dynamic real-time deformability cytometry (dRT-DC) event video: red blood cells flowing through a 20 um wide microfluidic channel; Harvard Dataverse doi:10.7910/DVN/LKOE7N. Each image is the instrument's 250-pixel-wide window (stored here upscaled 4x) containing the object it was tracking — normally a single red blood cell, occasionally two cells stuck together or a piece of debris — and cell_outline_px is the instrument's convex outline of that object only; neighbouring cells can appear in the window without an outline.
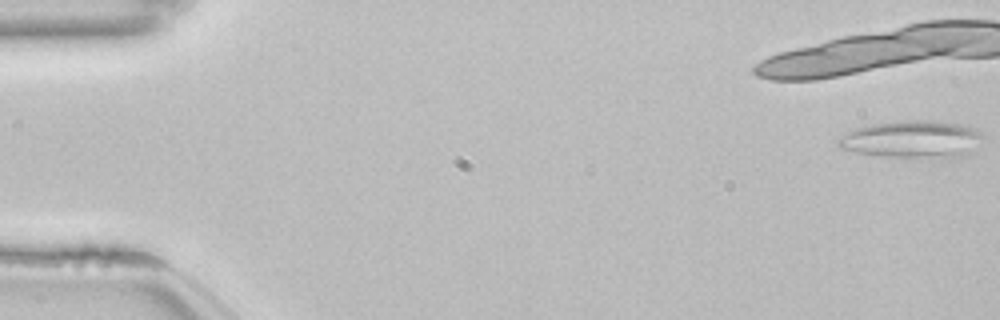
{"species": "common noctule bat (a hibernating species)", "species_latin": "Nyctalus noctula", "temperature_condition": "room temperature", "stored_images_in_passage": 20, "camera_frame_rate_fps": 3000, "um_per_image_px": 0.085, "animal": {"sex": "female", "body_mass_g": 22.7, "forearm_length_mm": 54.2}, "frame": {"image": 1, "passage_image": 1, "time_ms": 0.0, "image_size_px": [1000, 320], "cell_outline_px": [[984, 140], [968, 156], [948, 160], [936, 160], [880, 156], [856, 152], [840, 148], [836, 144], [836, 140], [840, 136], [856, 128], [872, 124], [900, 120], [936, 120], [968, 124], [976, 128], [984, 136]], "centroid_in_image_um": [77.67, 11.87], "position_along_channel_um": 7.3, "area_um2": 33.18}}